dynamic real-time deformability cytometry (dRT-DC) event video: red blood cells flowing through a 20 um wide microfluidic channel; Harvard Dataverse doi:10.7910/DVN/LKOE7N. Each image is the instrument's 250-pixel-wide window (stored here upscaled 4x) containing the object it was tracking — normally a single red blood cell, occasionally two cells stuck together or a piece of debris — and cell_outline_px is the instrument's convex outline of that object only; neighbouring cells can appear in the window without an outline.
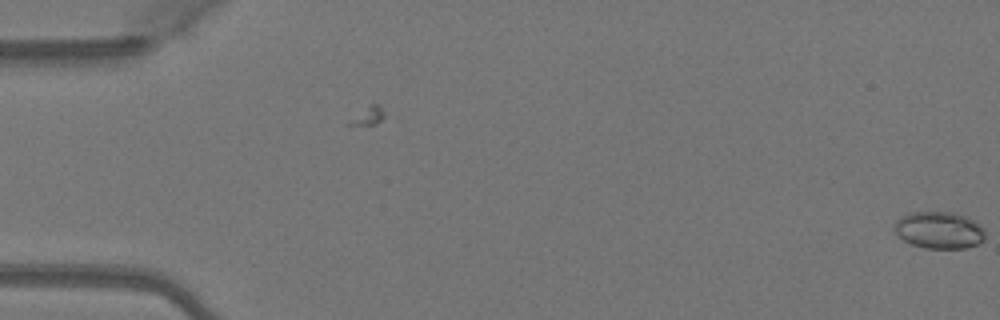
{"species": "Egyptian fruit bat (a non-hibernating species)", "species_latin": "Rousettus aegyptiacus", "temperature_condition": "warm", "stored_images_in_passage": 4, "camera_frame_rate_fps": 3000, "um_per_image_px": 0.085, "animal": {"sex": "female"}, "frame": {"image": 1, "passage_image": 4, "time_ms": 1.0, "image_size_px": [1000, 320], "cell_outline_px": [[984, 240], [976, 244], [964, 248], [924, 248], [912, 244], [904, 240], [892, 228], [896, 220], [900, 216], [908, 212], [956, 212], [980, 224], [984, 228]], "centroid_in_image_um": [79.8, 19.54], "position_along_channel_um": 5.2, "area_um2": 19.59}}